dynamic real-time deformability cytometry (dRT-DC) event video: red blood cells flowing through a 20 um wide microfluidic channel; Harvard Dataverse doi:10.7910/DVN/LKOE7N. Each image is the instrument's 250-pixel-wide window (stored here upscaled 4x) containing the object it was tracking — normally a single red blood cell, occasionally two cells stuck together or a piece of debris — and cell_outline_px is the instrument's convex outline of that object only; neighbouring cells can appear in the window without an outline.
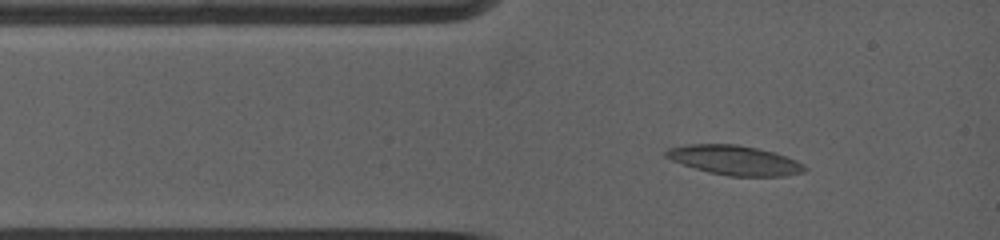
{"species": "common noctule bat (a hibernating species)", "species_latin": "Nyctalus noctula", "temperature_condition": "warm", "stored_images_in_passage": 19, "camera_frame_rate_fps": 5000, "um_per_image_px": 0.085, "animal": {"sex": "female", "body_mass_g": 19.0, "forearm_length_mm": 53.3}, "frame": {"image": 1, "passage_image": 4, "time_ms": 1.2, "image_size_px": [1000, 240], "cell_outline_px": [[808, 168], [804, 172], [784, 176], [728, 176], [708, 172], [672, 160], [664, 156], [664, 152], [668, 148], [688, 144], [736, 144], [756, 148], [772, 152], [796, 160], [804, 164]], "centroid_in_image_um": [62.45, 13.62], "position_along_channel_um": 22.6, "area_um2": 23.7}}
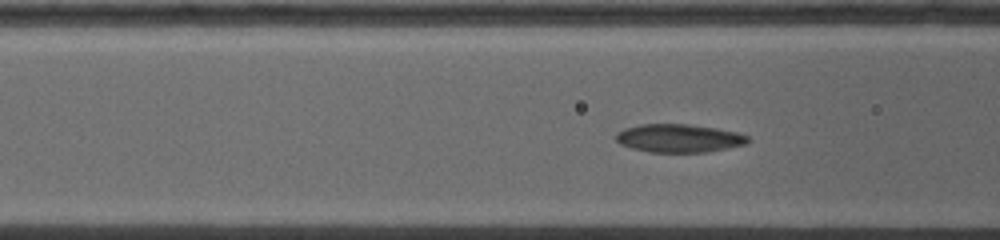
{"frame": {"image": 2, "passage_image": 13, "time_ms": 4.0, "image_size_px": [1000, 240], "cell_outline_px": [[748, 140], [744, 144], [708, 152], [652, 152], [632, 148], [620, 144], [616, 140], [616, 132], [624, 128], [640, 124], [688, 124], [716, 128], [736, 132], [748, 136]], "centroid_in_image_um": [57.66, 11.74], "position_along_channel_um": 108.9, "area_um2": 21.56}}
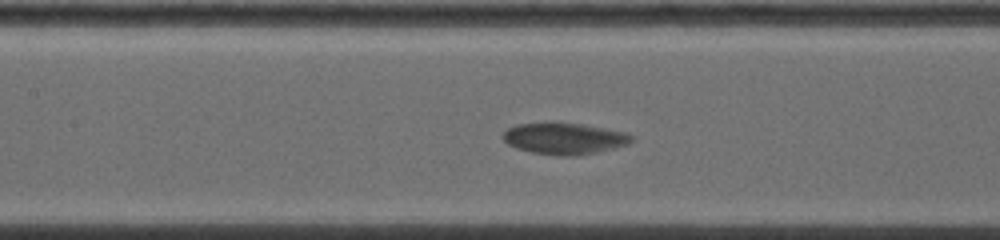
{"frame": {"image": 3, "passage_image": 17, "time_ms": 5.4, "image_size_px": [1000, 240], "cell_outline_px": [[632, 140], [628, 144], [596, 152], [576, 156], [560, 156], [532, 152], [516, 148], [508, 144], [500, 136], [508, 128], [516, 124], [548, 120], [552, 120], [584, 124], [628, 132], [632, 136]], "centroid_in_image_um": [47.92, 11.73], "position_along_channel_um": 159.5, "area_um2": 24.28}}